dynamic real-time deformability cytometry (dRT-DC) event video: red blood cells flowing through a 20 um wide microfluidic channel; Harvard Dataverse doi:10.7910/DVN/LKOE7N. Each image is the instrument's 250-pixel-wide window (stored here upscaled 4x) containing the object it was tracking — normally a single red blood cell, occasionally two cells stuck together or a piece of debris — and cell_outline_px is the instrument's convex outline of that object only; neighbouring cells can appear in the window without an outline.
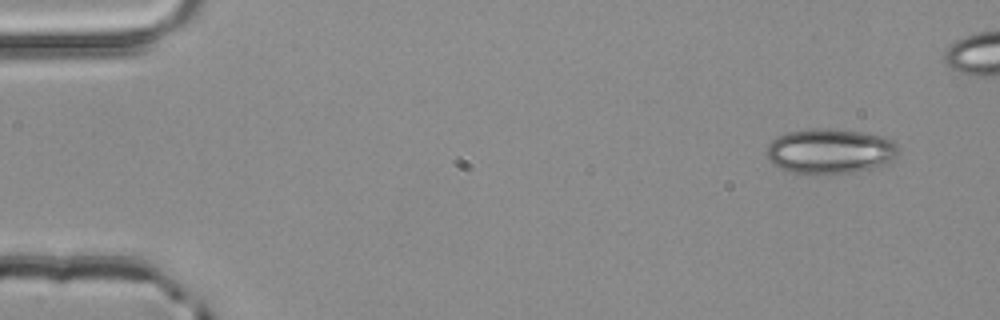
{"species": "common noctule bat (a hibernating species)", "species_latin": "Nyctalus noctula", "temperature_condition": "room temperature", "stored_images_in_passage": 4, "camera_frame_rate_fps": 3000, "um_per_image_px": 0.085, "animal": {"sex": "male", "body_mass_g": 20.4}, "frame": {"image": 1, "passage_image": 1, "time_ms": 0.0, "image_size_px": [1000, 320], "cell_outline_px": [[896, 156], [888, 164], [856, 172], [792, 172], [780, 168], [768, 156], [768, 144], [772, 140], [788, 132], [812, 128], [828, 128], [864, 132], [880, 136], [892, 140], [896, 144]], "centroid_in_image_um": [70.6, 12.82], "position_along_channel_um": 14.4, "area_um2": 33.87}}